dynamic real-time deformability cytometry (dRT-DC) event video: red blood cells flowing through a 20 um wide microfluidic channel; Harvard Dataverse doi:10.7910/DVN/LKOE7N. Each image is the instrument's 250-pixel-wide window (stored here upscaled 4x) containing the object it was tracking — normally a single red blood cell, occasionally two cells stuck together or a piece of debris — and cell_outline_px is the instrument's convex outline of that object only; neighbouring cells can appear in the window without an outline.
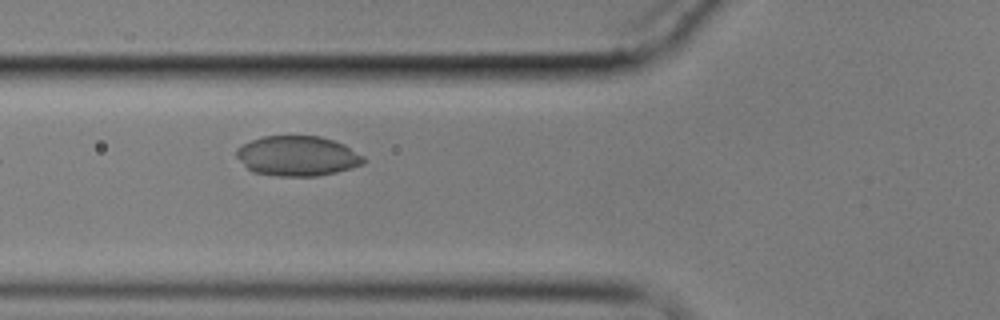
{"species": "common noctule bat (a hibernating species)", "species_latin": "Nyctalus noctula", "temperature_condition": "cold", "stored_images_in_passage": 8, "camera_frame_rate_fps": 3000, "um_per_image_px": 0.085, "animal": {"sex": "male", "body_mass_g": 17.9}, "frame": {"image": 1, "passage_image": 6, "time_ms": 6.667, "image_size_px": [1000, 320], "cell_outline_px": [[368, 160], [364, 164], [352, 168], [336, 172], [316, 176], [272, 176], [252, 172], [236, 156], [236, 148], [240, 144], [264, 136], [320, 136], [344, 144], [364, 156]], "centroid_in_image_um": [25.29, 13.26], "position_along_channel_um": 100.5, "area_um2": 29.88}}
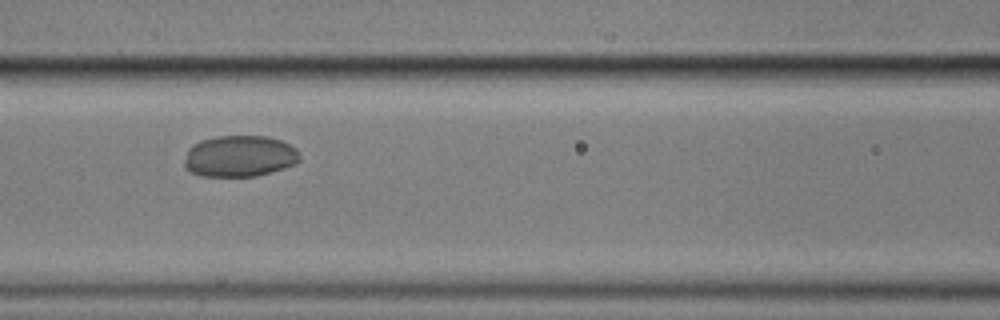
{"frame": {"image": 2, "passage_image": 7, "time_ms": 8.0, "image_size_px": [1000, 320], "cell_outline_px": [[300, 160], [296, 164], [284, 168], [256, 176], [200, 176], [188, 172], [184, 168], [184, 160], [188, 148], [192, 144], [200, 140], [216, 136], [268, 136], [280, 140], [296, 148], [300, 156]], "centroid_in_image_um": [20.33, 13.27], "position_along_channel_um": 146.3, "area_um2": 28.15}}
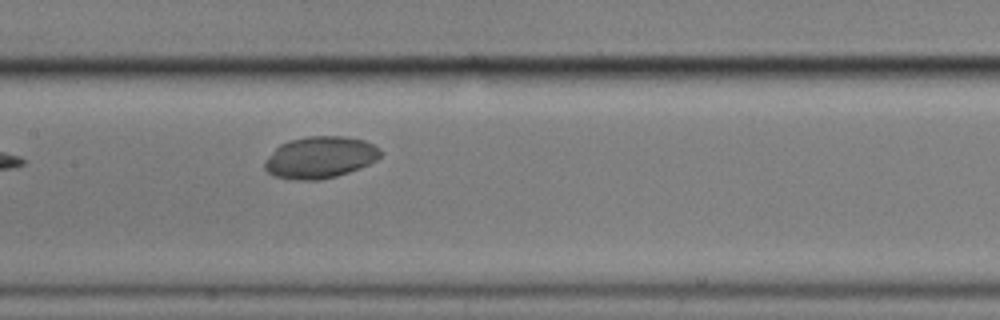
{"frame": {"image": 3, "passage_image": 8, "time_ms": 9.0, "image_size_px": [1000, 320], "cell_outline_px": [[380, 156], [376, 160], [360, 168], [336, 176], [320, 180], [292, 180], [276, 176], [268, 172], [264, 168], [264, 160], [280, 144], [288, 140], [308, 136], [344, 136], [364, 140], [380, 148]], "centroid_in_image_um": [27.19, 13.37], "position_along_channel_um": 180.2, "area_um2": 28.21}}